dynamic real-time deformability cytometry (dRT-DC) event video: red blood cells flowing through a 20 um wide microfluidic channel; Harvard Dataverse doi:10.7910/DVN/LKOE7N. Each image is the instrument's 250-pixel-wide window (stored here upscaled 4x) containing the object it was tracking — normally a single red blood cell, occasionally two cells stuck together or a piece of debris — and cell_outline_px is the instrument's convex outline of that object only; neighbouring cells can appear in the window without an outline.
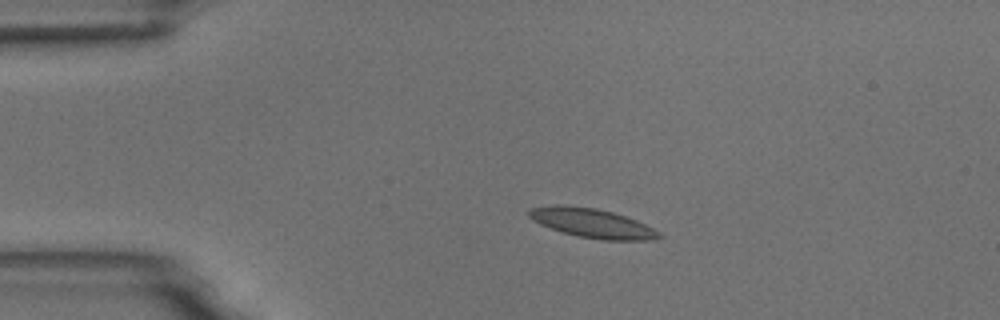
{"species": "common noctule bat (a hibernating species)", "species_latin": "Nyctalus noctula", "temperature_condition": "room temperature", "stored_images_in_passage": 10, "camera_frame_rate_fps": 3000, "um_per_image_px": 0.085, "animal": {"sex": "male", "body_mass_g": 18.8}, "frame": {"image": 1, "passage_image": 4, "time_ms": 3.667, "image_size_px": [1000, 320], "cell_outline_px": [[664, 236], [652, 240], [604, 240], [580, 236], [564, 232], [540, 224], [532, 220], [528, 216], [528, 208], [556, 204], [560, 204], [596, 208], [612, 212], [636, 220], [660, 232]], "centroid_in_image_um": [50.32, 18.95], "position_along_channel_um": 34.7, "area_um2": 22.02}}
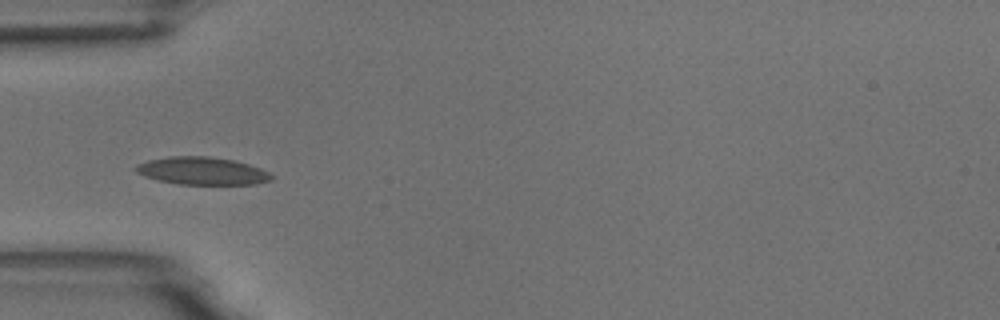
{"frame": {"image": 2, "passage_image": 5, "time_ms": 5.667, "image_size_px": [1000, 320], "cell_outline_px": [[272, 180], [256, 184], [176, 184], [144, 176], [136, 172], [132, 168], [136, 164], [148, 160], [168, 156], [208, 156], [232, 160], [248, 164], [260, 168], [268, 172], [272, 176]], "centroid_in_image_um": [17.14, 14.52], "position_along_channel_um": 67.9, "area_um2": 21.85}}
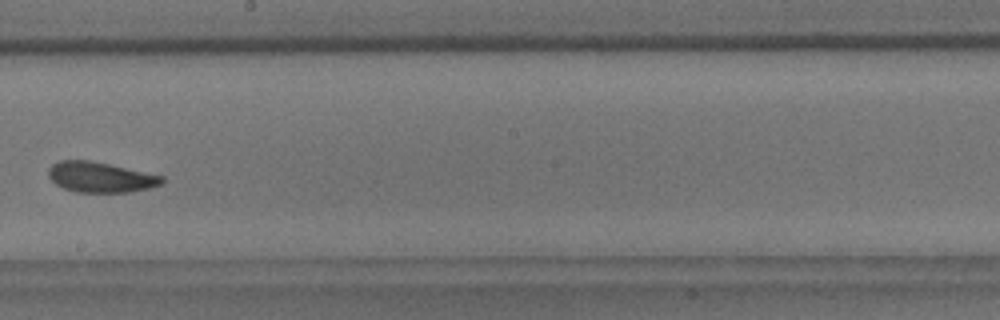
{"frame": {"image": 3, "passage_image": 9, "time_ms": 10.333, "image_size_px": [1000, 320], "cell_outline_px": [[164, 180], [160, 184], [148, 188], [128, 192], [76, 192], [64, 188], [56, 184], [48, 176], [48, 168], [52, 164], [60, 160], [88, 160], [108, 164], [164, 176]], "centroid_in_image_um": [8.5, 15.06], "position_along_channel_um": 239.7, "area_um2": 19.88}}